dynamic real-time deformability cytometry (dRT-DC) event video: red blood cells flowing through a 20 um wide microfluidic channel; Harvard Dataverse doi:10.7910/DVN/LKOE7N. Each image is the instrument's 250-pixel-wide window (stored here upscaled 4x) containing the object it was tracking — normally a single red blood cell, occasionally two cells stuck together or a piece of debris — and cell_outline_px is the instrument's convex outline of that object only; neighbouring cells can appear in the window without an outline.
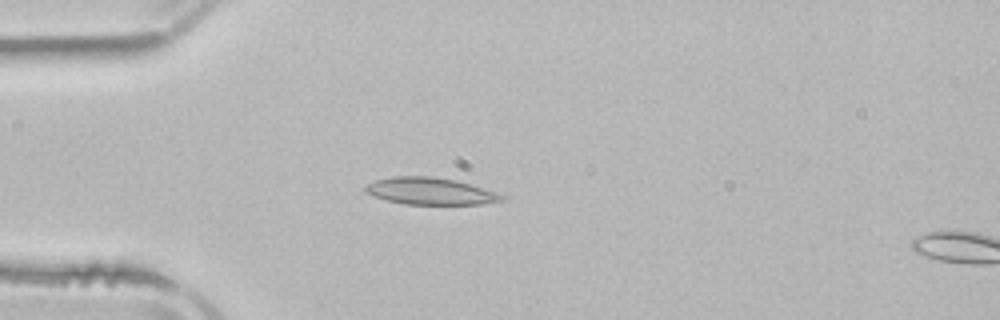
{"species": "common noctule bat (a hibernating species)", "species_latin": "Nyctalus noctula", "temperature_condition": "room temperature", "stored_images_in_passage": 2, "camera_frame_rate_fps": 3000, "um_per_image_px": 0.085, "animal": {"sex": "male", "body_mass_g": 21.5, "forearm_length_mm": 52.0}, "frame": {"image": 1, "passage_image": 2, "time_ms": 1.333, "image_size_px": [1000, 320], "cell_outline_px": [[508, 196], [504, 200], [484, 204], [404, 204], [388, 200], [376, 196], [368, 192], [364, 188], [368, 184], [376, 180], [392, 176], [428, 176], [456, 180], [496, 192]], "centroid_in_image_um": [36.64, 16.25], "position_along_channel_um": 48.4, "area_um2": 21.21}}